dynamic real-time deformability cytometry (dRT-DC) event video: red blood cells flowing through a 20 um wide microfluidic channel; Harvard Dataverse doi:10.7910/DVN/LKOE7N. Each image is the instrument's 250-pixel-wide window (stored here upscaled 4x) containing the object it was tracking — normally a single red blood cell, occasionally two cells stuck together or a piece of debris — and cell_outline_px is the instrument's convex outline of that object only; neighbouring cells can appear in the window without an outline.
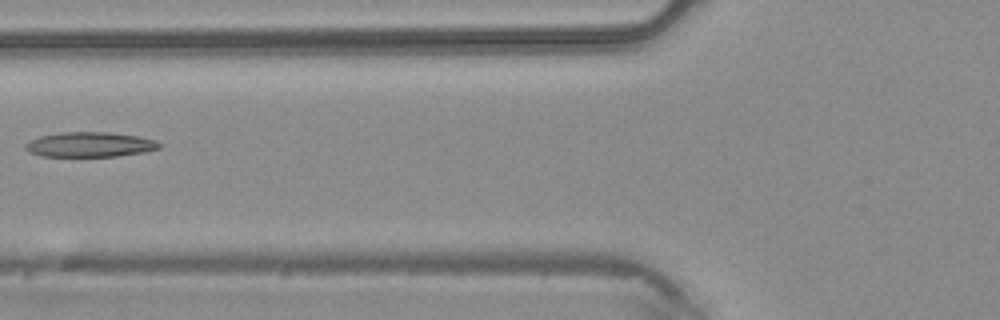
{"species": "common noctule bat (a hibernating species)", "species_latin": "Nyctalus noctula", "temperature_condition": "warm", "stored_images_in_passage": 3, "camera_frame_rate_fps": 3000, "um_per_image_px": 0.085, "animal": {"sex": "male", "body_mass_g": 20.4}, "frame": {"image": 1, "passage_image": 3, "time_ms": 0.667, "image_size_px": [1000, 320], "cell_outline_px": [[164, 144], [160, 148], [144, 152], [116, 156], [44, 156], [28, 152], [24, 148], [24, 144], [40, 136], [60, 132], [108, 132], [140, 136], [156, 140]], "centroid_in_image_um": [7.68, 12.28], "position_along_channel_um": 118.1, "area_um2": 19.54}}